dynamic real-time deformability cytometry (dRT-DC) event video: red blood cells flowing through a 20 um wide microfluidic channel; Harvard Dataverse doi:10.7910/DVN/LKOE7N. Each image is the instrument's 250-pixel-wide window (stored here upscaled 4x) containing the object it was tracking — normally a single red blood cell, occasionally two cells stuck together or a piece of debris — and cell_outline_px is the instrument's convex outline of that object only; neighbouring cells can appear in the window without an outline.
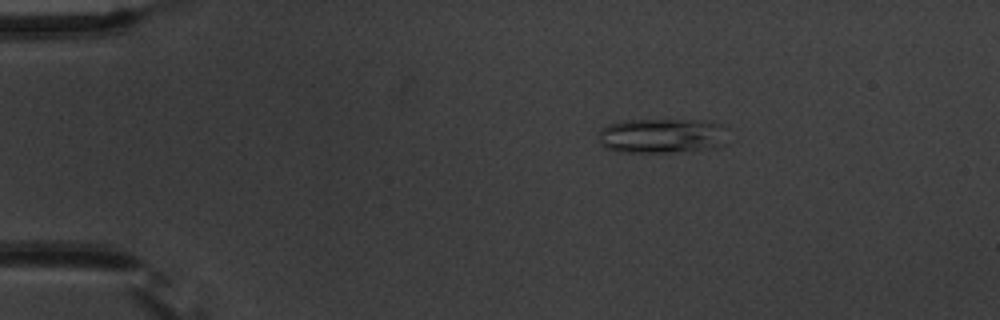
{"species": "common noctule bat (a hibernating species)", "species_latin": "Nyctalus noctula", "temperature_condition": "warm", "stored_images_in_passage": 5, "camera_frame_rate_fps": 3000, "um_per_image_px": 0.085, "animal": {"sex": "male", "body_mass_g": 20.1, "forearm_length_mm": 53.5}, "frame": {"image": 1, "passage_image": 3, "time_ms": 2.333, "image_size_px": [1000, 320], "cell_outline_px": [[728, 128], [724, 144], [712, 148], [668, 152], [620, 152], [604, 148], [600, 144], [600, 128], [608, 124], [624, 120], [704, 120], [720, 124]], "centroid_in_image_um": [56.26, 11.53], "position_along_channel_um": 28.7, "area_um2": 26.41}}